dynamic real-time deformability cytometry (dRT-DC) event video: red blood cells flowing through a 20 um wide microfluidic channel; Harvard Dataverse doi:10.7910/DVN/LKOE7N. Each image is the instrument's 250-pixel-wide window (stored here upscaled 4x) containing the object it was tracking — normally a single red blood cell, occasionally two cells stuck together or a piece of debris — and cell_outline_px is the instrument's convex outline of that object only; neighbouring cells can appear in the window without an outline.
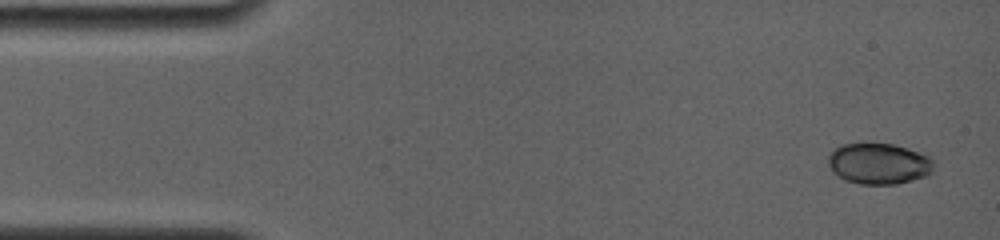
{"species": "common noctule bat (a hibernating species)", "species_latin": "Nyctalus noctula", "temperature_condition": "room temperature", "stored_images_in_passage": 6, "camera_frame_rate_fps": 4000, "um_per_image_px": 0.085, "animal": {"sex": "female", "body_mass_g": 19.0, "forearm_length_mm": 56.7}, "frame": {"image": 1, "passage_image": 1, "time_ms": 0.0, "image_size_px": [1000, 240], "cell_outline_px": [[932, 172], [928, 176], [896, 184], [860, 184], [844, 180], [836, 176], [832, 172], [828, 164], [828, 156], [840, 144], [892, 144], [908, 148], [928, 156], [932, 160]], "centroid_in_image_um": [74.67, 13.93], "position_along_channel_um": 10.3, "area_um2": 25.2}}
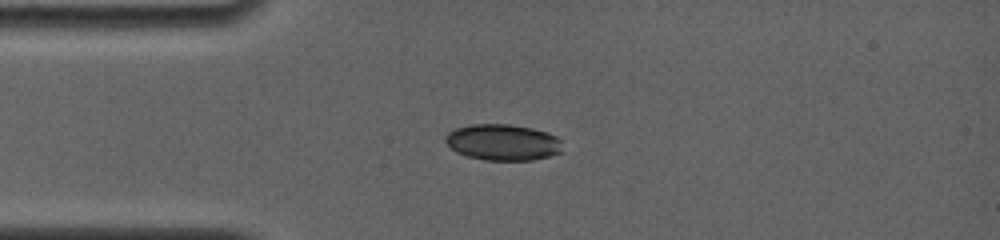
{"frame": {"image": 2, "passage_image": 5, "time_ms": 3.25, "image_size_px": [1000, 240], "cell_outline_px": [[560, 152], [548, 156], [532, 160], [484, 160], [468, 156], [456, 152], [444, 140], [444, 136], [448, 132], [456, 128], [472, 124], [508, 124], [532, 128], [548, 132], [556, 136], [560, 140]], "centroid_in_image_um": [42.71, 12.09], "position_along_channel_um": 42.3, "area_um2": 24.57}}